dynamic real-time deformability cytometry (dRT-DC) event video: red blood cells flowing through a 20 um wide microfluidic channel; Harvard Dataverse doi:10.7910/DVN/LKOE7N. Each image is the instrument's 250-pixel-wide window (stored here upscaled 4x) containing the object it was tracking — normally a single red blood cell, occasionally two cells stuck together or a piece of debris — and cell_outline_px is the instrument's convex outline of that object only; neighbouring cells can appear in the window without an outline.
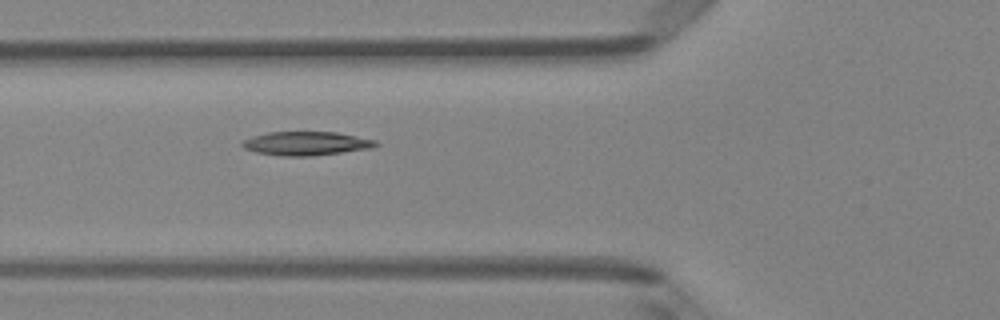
{"species": "Egyptian fruit bat (a non-hibernating species)", "species_latin": "Rousettus aegyptiacus", "temperature_condition": "room temperature", "stored_images_in_passage": 7, "camera_frame_rate_fps": 3000, "um_per_image_px": 0.085, "animal": {"sex": "female"}, "frame": {"image": 1, "passage_image": 7, "time_ms": 6.667, "image_size_px": [1000, 320], "cell_outline_px": [[380, 144], [372, 148], [312, 156], [280, 156], [256, 152], [244, 148], [240, 144], [244, 140], [252, 136], [268, 132], [336, 132], [376, 140]], "centroid_in_image_um": [26.02, 12.19], "position_along_channel_um": 99.8, "area_um2": 18.5}}